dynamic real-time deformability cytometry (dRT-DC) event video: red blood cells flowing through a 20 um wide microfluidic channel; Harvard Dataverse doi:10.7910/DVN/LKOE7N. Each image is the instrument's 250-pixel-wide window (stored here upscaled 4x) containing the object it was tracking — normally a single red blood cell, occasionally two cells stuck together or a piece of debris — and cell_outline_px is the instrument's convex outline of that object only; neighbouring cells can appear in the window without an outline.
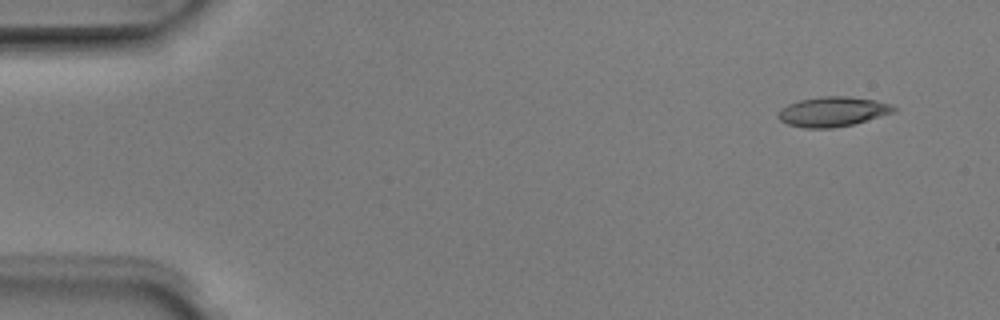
{"species": "Egyptian fruit bat (a non-hibernating species)", "species_latin": "Rousettus aegyptiacus", "temperature_condition": "room temperature", "stored_images_in_passage": 5, "camera_frame_rate_fps": 3000, "um_per_image_px": 0.085, "animal": {"sex": "male"}, "frame": {"image": 1, "passage_image": 1, "time_ms": 0.0, "image_size_px": [1000, 320], "cell_outline_px": [[900, 108], [896, 112], [852, 124], [832, 128], [804, 128], [788, 124], [780, 120], [776, 116], [780, 108], [788, 104], [800, 100], [820, 96], [848, 96], [876, 100], [892, 104]], "centroid_in_image_um": [70.8, 9.48], "position_along_channel_um": 14.2, "area_um2": 20.29}}
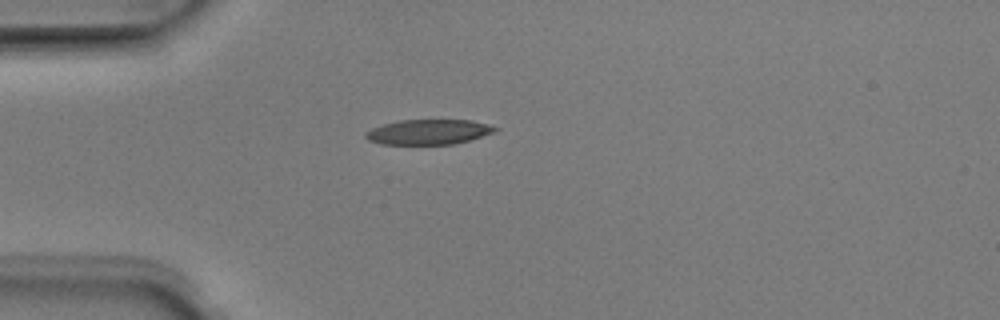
{"frame": {"image": 2, "passage_image": 4, "time_ms": 1.0, "image_size_px": [1000, 320], "cell_outline_px": [[500, 128], [496, 132], [468, 140], [452, 144], [380, 144], [368, 140], [364, 136], [364, 132], [372, 128], [384, 124], [400, 120], [472, 120], [488, 124]], "centroid_in_image_um": [36.43, 11.21], "position_along_channel_um": 48.6, "area_um2": 18.9}}